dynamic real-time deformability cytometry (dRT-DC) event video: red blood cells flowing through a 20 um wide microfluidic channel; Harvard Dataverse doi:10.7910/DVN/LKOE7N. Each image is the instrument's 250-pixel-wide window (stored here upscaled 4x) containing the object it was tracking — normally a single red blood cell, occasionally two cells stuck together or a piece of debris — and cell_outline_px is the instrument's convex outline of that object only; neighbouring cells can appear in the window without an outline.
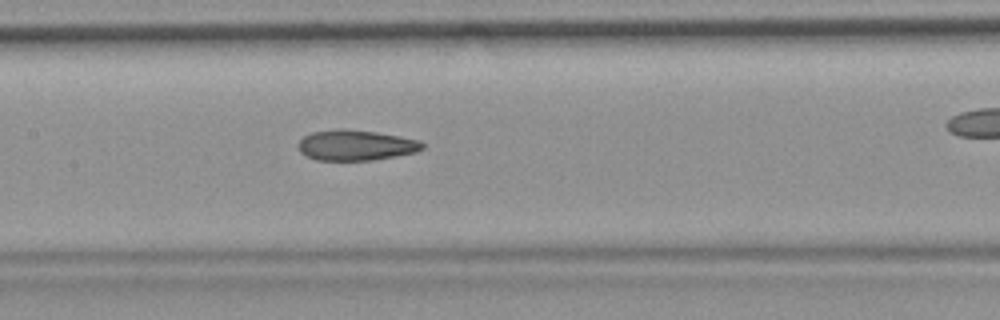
{"species": "common noctule bat (a hibernating species)", "species_latin": "Nyctalus noctula", "temperature_condition": "room temperature", "stored_images_in_passage": 43, "camera_frame_rate_fps": 3000, "um_per_image_px": 0.085, "animal": {"sex": "female", "body_mass_g": 19.9}, "frame": {"image": 1, "passage_image": 25, "time_ms": 8.0, "image_size_px": [1000, 320], "cell_outline_px": [[424, 148], [416, 152], [396, 156], [372, 160], [316, 160], [300, 152], [296, 144], [304, 136], [312, 132], [336, 128], [344, 128], [376, 132], [400, 136], [420, 140], [424, 144]], "centroid_in_image_um": [30.23, 12.33], "position_along_channel_um": 177.2, "area_um2": 22.25}}
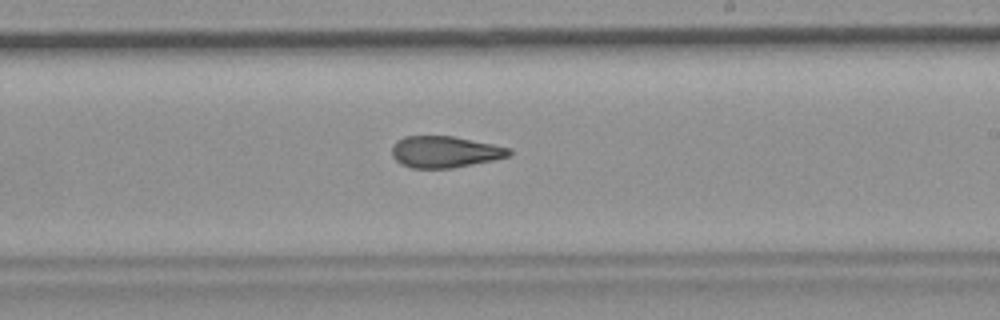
{"frame": {"image": 2, "passage_image": 31, "time_ms": 10.0, "image_size_px": [1000, 320], "cell_outline_px": [[512, 156], [452, 168], [412, 168], [400, 164], [392, 156], [392, 144], [396, 140], [404, 136], [452, 136], [512, 148]], "centroid_in_image_um": [37.8, 12.9], "position_along_channel_um": 251.2, "area_um2": 21.62}}